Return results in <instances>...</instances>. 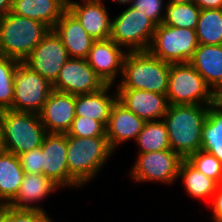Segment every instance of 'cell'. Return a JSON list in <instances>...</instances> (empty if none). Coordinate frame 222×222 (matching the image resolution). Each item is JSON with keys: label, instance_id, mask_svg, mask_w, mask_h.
Instances as JSON below:
<instances>
[{"label": "cell", "instance_id": "cell-33", "mask_svg": "<svg viewBox=\"0 0 222 222\" xmlns=\"http://www.w3.org/2000/svg\"><path fill=\"white\" fill-rule=\"evenodd\" d=\"M67 135L78 138L106 137V127L99 121L75 116Z\"/></svg>", "mask_w": 222, "mask_h": 222}, {"label": "cell", "instance_id": "cell-11", "mask_svg": "<svg viewBox=\"0 0 222 222\" xmlns=\"http://www.w3.org/2000/svg\"><path fill=\"white\" fill-rule=\"evenodd\" d=\"M69 58L61 38L52 29L23 62L53 84Z\"/></svg>", "mask_w": 222, "mask_h": 222}, {"label": "cell", "instance_id": "cell-40", "mask_svg": "<svg viewBox=\"0 0 222 222\" xmlns=\"http://www.w3.org/2000/svg\"><path fill=\"white\" fill-rule=\"evenodd\" d=\"M215 103L222 108V88L215 94Z\"/></svg>", "mask_w": 222, "mask_h": 222}, {"label": "cell", "instance_id": "cell-26", "mask_svg": "<svg viewBox=\"0 0 222 222\" xmlns=\"http://www.w3.org/2000/svg\"><path fill=\"white\" fill-rule=\"evenodd\" d=\"M136 142L140 147L139 153L171 149L167 127L163 120L145 121Z\"/></svg>", "mask_w": 222, "mask_h": 222}, {"label": "cell", "instance_id": "cell-13", "mask_svg": "<svg viewBox=\"0 0 222 222\" xmlns=\"http://www.w3.org/2000/svg\"><path fill=\"white\" fill-rule=\"evenodd\" d=\"M106 84L94 72L86 59L69 58L63 65L53 89L73 95L87 94L102 89Z\"/></svg>", "mask_w": 222, "mask_h": 222}, {"label": "cell", "instance_id": "cell-22", "mask_svg": "<svg viewBox=\"0 0 222 222\" xmlns=\"http://www.w3.org/2000/svg\"><path fill=\"white\" fill-rule=\"evenodd\" d=\"M112 85L106 84L102 89L75 95V114L101 122L107 127L111 108L117 100V92L108 95Z\"/></svg>", "mask_w": 222, "mask_h": 222}, {"label": "cell", "instance_id": "cell-9", "mask_svg": "<svg viewBox=\"0 0 222 222\" xmlns=\"http://www.w3.org/2000/svg\"><path fill=\"white\" fill-rule=\"evenodd\" d=\"M14 99L9 110L39 113L53 90L52 84L20 62L14 76Z\"/></svg>", "mask_w": 222, "mask_h": 222}, {"label": "cell", "instance_id": "cell-30", "mask_svg": "<svg viewBox=\"0 0 222 222\" xmlns=\"http://www.w3.org/2000/svg\"><path fill=\"white\" fill-rule=\"evenodd\" d=\"M201 146H222V108L216 103L209 106L202 126Z\"/></svg>", "mask_w": 222, "mask_h": 222}, {"label": "cell", "instance_id": "cell-37", "mask_svg": "<svg viewBox=\"0 0 222 222\" xmlns=\"http://www.w3.org/2000/svg\"><path fill=\"white\" fill-rule=\"evenodd\" d=\"M201 9H222V0H193Z\"/></svg>", "mask_w": 222, "mask_h": 222}, {"label": "cell", "instance_id": "cell-41", "mask_svg": "<svg viewBox=\"0 0 222 222\" xmlns=\"http://www.w3.org/2000/svg\"><path fill=\"white\" fill-rule=\"evenodd\" d=\"M193 0H168L167 4L192 3Z\"/></svg>", "mask_w": 222, "mask_h": 222}, {"label": "cell", "instance_id": "cell-16", "mask_svg": "<svg viewBox=\"0 0 222 222\" xmlns=\"http://www.w3.org/2000/svg\"><path fill=\"white\" fill-rule=\"evenodd\" d=\"M116 91L117 100L139 118L144 121L163 120L169 106L166 95L138 89Z\"/></svg>", "mask_w": 222, "mask_h": 222}, {"label": "cell", "instance_id": "cell-44", "mask_svg": "<svg viewBox=\"0 0 222 222\" xmlns=\"http://www.w3.org/2000/svg\"><path fill=\"white\" fill-rule=\"evenodd\" d=\"M66 7L71 3V0H60Z\"/></svg>", "mask_w": 222, "mask_h": 222}, {"label": "cell", "instance_id": "cell-38", "mask_svg": "<svg viewBox=\"0 0 222 222\" xmlns=\"http://www.w3.org/2000/svg\"><path fill=\"white\" fill-rule=\"evenodd\" d=\"M200 149L211 153L222 163V146H201Z\"/></svg>", "mask_w": 222, "mask_h": 222}, {"label": "cell", "instance_id": "cell-10", "mask_svg": "<svg viewBox=\"0 0 222 222\" xmlns=\"http://www.w3.org/2000/svg\"><path fill=\"white\" fill-rule=\"evenodd\" d=\"M138 159L130 170V177L140 182L174 183L178 179L179 168L183 158L172 149L138 153Z\"/></svg>", "mask_w": 222, "mask_h": 222}, {"label": "cell", "instance_id": "cell-25", "mask_svg": "<svg viewBox=\"0 0 222 222\" xmlns=\"http://www.w3.org/2000/svg\"><path fill=\"white\" fill-rule=\"evenodd\" d=\"M178 178H182L186 192L193 198L197 199H212L218 183L207 177L194 167L187 159H183Z\"/></svg>", "mask_w": 222, "mask_h": 222}, {"label": "cell", "instance_id": "cell-28", "mask_svg": "<svg viewBox=\"0 0 222 222\" xmlns=\"http://www.w3.org/2000/svg\"><path fill=\"white\" fill-rule=\"evenodd\" d=\"M201 9L194 3L166 4L164 25L195 30Z\"/></svg>", "mask_w": 222, "mask_h": 222}, {"label": "cell", "instance_id": "cell-36", "mask_svg": "<svg viewBox=\"0 0 222 222\" xmlns=\"http://www.w3.org/2000/svg\"><path fill=\"white\" fill-rule=\"evenodd\" d=\"M210 202L213 214L212 221L222 219V184H218Z\"/></svg>", "mask_w": 222, "mask_h": 222}, {"label": "cell", "instance_id": "cell-32", "mask_svg": "<svg viewBox=\"0 0 222 222\" xmlns=\"http://www.w3.org/2000/svg\"><path fill=\"white\" fill-rule=\"evenodd\" d=\"M0 222H53L45 211L0 206Z\"/></svg>", "mask_w": 222, "mask_h": 222}, {"label": "cell", "instance_id": "cell-35", "mask_svg": "<svg viewBox=\"0 0 222 222\" xmlns=\"http://www.w3.org/2000/svg\"><path fill=\"white\" fill-rule=\"evenodd\" d=\"M25 173L42 174V148L30 150L19 155Z\"/></svg>", "mask_w": 222, "mask_h": 222}, {"label": "cell", "instance_id": "cell-42", "mask_svg": "<svg viewBox=\"0 0 222 222\" xmlns=\"http://www.w3.org/2000/svg\"><path fill=\"white\" fill-rule=\"evenodd\" d=\"M5 151L4 144H3V134H2V128L0 124V154Z\"/></svg>", "mask_w": 222, "mask_h": 222}, {"label": "cell", "instance_id": "cell-29", "mask_svg": "<svg viewBox=\"0 0 222 222\" xmlns=\"http://www.w3.org/2000/svg\"><path fill=\"white\" fill-rule=\"evenodd\" d=\"M20 61L0 55V111L9 110L14 99V76Z\"/></svg>", "mask_w": 222, "mask_h": 222}, {"label": "cell", "instance_id": "cell-45", "mask_svg": "<svg viewBox=\"0 0 222 222\" xmlns=\"http://www.w3.org/2000/svg\"><path fill=\"white\" fill-rule=\"evenodd\" d=\"M213 222H222V219H220V220H214Z\"/></svg>", "mask_w": 222, "mask_h": 222}, {"label": "cell", "instance_id": "cell-14", "mask_svg": "<svg viewBox=\"0 0 222 222\" xmlns=\"http://www.w3.org/2000/svg\"><path fill=\"white\" fill-rule=\"evenodd\" d=\"M126 53L111 38L95 40L86 61L105 84L113 85L117 75H122Z\"/></svg>", "mask_w": 222, "mask_h": 222}, {"label": "cell", "instance_id": "cell-17", "mask_svg": "<svg viewBox=\"0 0 222 222\" xmlns=\"http://www.w3.org/2000/svg\"><path fill=\"white\" fill-rule=\"evenodd\" d=\"M103 0H81L71 1L67 9L78 19L81 26L94 40H104L111 36V25L113 18L103 5Z\"/></svg>", "mask_w": 222, "mask_h": 222}, {"label": "cell", "instance_id": "cell-20", "mask_svg": "<svg viewBox=\"0 0 222 222\" xmlns=\"http://www.w3.org/2000/svg\"><path fill=\"white\" fill-rule=\"evenodd\" d=\"M58 188L56 183L43 174L25 173L18 194L8 205L16 209L45 211L38 205H32L33 202L39 203Z\"/></svg>", "mask_w": 222, "mask_h": 222}, {"label": "cell", "instance_id": "cell-34", "mask_svg": "<svg viewBox=\"0 0 222 222\" xmlns=\"http://www.w3.org/2000/svg\"><path fill=\"white\" fill-rule=\"evenodd\" d=\"M162 1L163 0H133L131 6L144 13L158 26L163 23L166 13V5L164 7ZM162 12L164 13L162 14Z\"/></svg>", "mask_w": 222, "mask_h": 222}, {"label": "cell", "instance_id": "cell-23", "mask_svg": "<svg viewBox=\"0 0 222 222\" xmlns=\"http://www.w3.org/2000/svg\"><path fill=\"white\" fill-rule=\"evenodd\" d=\"M67 7L60 0H12L11 12L54 28Z\"/></svg>", "mask_w": 222, "mask_h": 222}, {"label": "cell", "instance_id": "cell-12", "mask_svg": "<svg viewBox=\"0 0 222 222\" xmlns=\"http://www.w3.org/2000/svg\"><path fill=\"white\" fill-rule=\"evenodd\" d=\"M42 148V174L59 187L80 185L69 175L67 164V134L47 133Z\"/></svg>", "mask_w": 222, "mask_h": 222}, {"label": "cell", "instance_id": "cell-19", "mask_svg": "<svg viewBox=\"0 0 222 222\" xmlns=\"http://www.w3.org/2000/svg\"><path fill=\"white\" fill-rule=\"evenodd\" d=\"M53 30L61 38L70 58L86 59L95 40L68 9Z\"/></svg>", "mask_w": 222, "mask_h": 222}, {"label": "cell", "instance_id": "cell-5", "mask_svg": "<svg viewBox=\"0 0 222 222\" xmlns=\"http://www.w3.org/2000/svg\"><path fill=\"white\" fill-rule=\"evenodd\" d=\"M0 124L5 151L17 156L41 147L47 134L37 113L2 110Z\"/></svg>", "mask_w": 222, "mask_h": 222}, {"label": "cell", "instance_id": "cell-8", "mask_svg": "<svg viewBox=\"0 0 222 222\" xmlns=\"http://www.w3.org/2000/svg\"><path fill=\"white\" fill-rule=\"evenodd\" d=\"M156 26L144 13L130 5L112 21L110 38L120 47L127 48V52L148 51Z\"/></svg>", "mask_w": 222, "mask_h": 222}, {"label": "cell", "instance_id": "cell-21", "mask_svg": "<svg viewBox=\"0 0 222 222\" xmlns=\"http://www.w3.org/2000/svg\"><path fill=\"white\" fill-rule=\"evenodd\" d=\"M189 63L215 94L222 88V45L199 44Z\"/></svg>", "mask_w": 222, "mask_h": 222}, {"label": "cell", "instance_id": "cell-39", "mask_svg": "<svg viewBox=\"0 0 222 222\" xmlns=\"http://www.w3.org/2000/svg\"><path fill=\"white\" fill-rule=\"evenodd\" d=\"M12 8V0H0V18L10 12Z\"/></svg>", "mask_w": 222, "mask_h": 222}, {"label": "cell", "instance_id": "cell-4", "mask_svg": "<svg viewBox=\"0 0 222 222\" xmlns=\"http://www.w3.org/2000/svg\"><path fill=\"white\" fill-rule=\"evenodd\" d=\"M113 152L107 137L67 135L68 173L83 186L94 178Z\"/></svg>", "mask_w": 222, "mask_h": 222}, {"label": "cell", "instance_id": "cell-43", "mask_svg": "<svg viewBox=\"0 0 222 222\" xmlns=\"http://www.w3.org/2000/svg\"><path fill=\"white\" fill-rule=\"evenodd\" d=\"M113 1L118 2L120 4L122 3V4L125 5V4H128V3L131 4L133 0H113Z\"/></svg>", "mask_w": 222, "mask_h": 222}, {"label": "cell", "instance_id": "cell-18", "mask_svg": "<svg viewBox=\"0 0 222 222\" xmlns=\"http://www.w3.org/2000/svg\"><path fill=\"white\" fill-rule=\"evenodd\" d=\"M145 121L127 109L118 100L113 104L106 127V137L114 151L121 143L136 141ZM119 144V145H118Z\"/></svg>", "mask_w": 222, "mask_h": 222}, {"label": "cell", "instance_id": "cell-1", "mask_svg": "<svg viewBox=\"0 0 222 222\" xmlns=\"http://www.w3.org/2000/svg\"><path fill=\"white\" fill-rule=\"evenodd\" d=\"M209 106L169 105L163 121L167 127L171 149L183 159L201 148L202 126Z\"/></svg>", "mask_w": 222, "mask_h": 222}, {"label": "cell", "instance_id": "cell-3", "mask_svg": "<svg viewBox=\"0 0 222 222\" xmlns=\"http://www.w3.org/2000/svg\"><path fill=\"white\" fill-rule=\"evenodd\" d=\"M49 31L44 23L10 11L0 18V55L23 62Z\"/></svg>", "mask_w": 222, "mask_h": 222}, {"label": "cell", "instance_id": "cell-6", "mask_svg": "<svg viewBox=\"0 0 222 222\" xmlns=\"http://www.w3.org/2000/svg\"><path fill=\"white\" fill-rule=\"evenodd\" d=\"M166 96L169 105L215 103V93L189 62L170 64Z\"/></svg>", "mask_w": 222, "mask_h": 222}, {"label": "cell", "instance_id": "cell-7", "mask_svg": "<svg viewBox=\"0 0 222 222\" xmlns=\"http://www.w3.org/2000/svg\"><path fill=\"white\" fill-rule=\"evenodd\" d=\"M198 45L195 30L161 23L156 26L148 51L170 64L187 63L193 58Z\"/></svg>", "mask_w": 222, "mask_h": 222}, {"label": "cell", "instance_id": "cell-2", "mask_svg": "<svg viewBox=\"0 0 222 222\" xmlns=\"http://www.w3.org/2000/svg\"><path fill=\"white\" fill-rule=\"evenodd\" d=\"M170 63L149 51L127 52L117 89H138L166 95Z\"/></svg>", "mask_w": 222, "mask_h": 222}, {"label": "cell", "instance_id": "cell-24", "mask_svg": "<svg viewBox=\"0 0 222 222\" xmlns=\"http://www.w3.org/2000/svg\"><path fill=\"white\" fill-rule=\"evenodd\" d=\"M24 175L19 156L7 151L0 154V206L16 197Z\"/></svg>", "mask_w": 222, "mask_h": 222}, {"label": "cell", "instance_id": "cell-15", "mask_svg": "<svg viewBox=\"0 0 222 222\" xmlns=\"http://www.w3.org/2000/svg\"><path fill=\"white\" fill-rule=\"evenodd\" d=\"M38 115L47 133L67 134L76 116L75 95L53 89Z\"/></svg>", "mask_w": 222, "mask_h": 222}, {"label": "cell", "instance_id": "cell-27", "mask_svg": "<svg viewBox=\"0 0 222 222\" xmlns=\"http://www.w3.org/2000/svg\"><path fill=\"white\" fill-rule=\"evenodd\" d=\"M199 44L222 45V9H203L195 29Z\"/></svg>", "mask_w": 222, "mask_h": 222}, {"label": "cell", "instance_id": "cell-31", "mask_svg": "<svg viewBox=\"0 0 222 222\" xmlns=\"http://www.w3.org/2000/svg\"><path fill=\"white\" fill-rule=\"evenodd\" d=\"M187 160L207 177L222 184V163L211 153L199 149Z\"/></svg>", "mask_w": 222, "mask_h": 222}]
</instances>
